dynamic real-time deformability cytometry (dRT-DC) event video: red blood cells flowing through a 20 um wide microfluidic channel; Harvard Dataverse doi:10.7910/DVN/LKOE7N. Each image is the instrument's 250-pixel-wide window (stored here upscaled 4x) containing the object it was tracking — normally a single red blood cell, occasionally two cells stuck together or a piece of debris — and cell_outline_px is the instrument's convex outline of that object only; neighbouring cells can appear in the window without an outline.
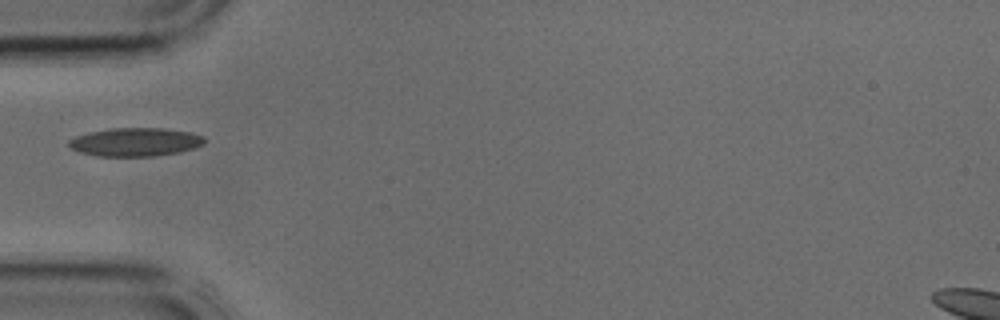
{"species": "common noctule bat (a hibernating species)", "species_latin": "Nyctalus noctula", "temperature_condition": "cold", "stored_images_in_passage": 1, "camera_frame_rate_fps": 3000, "um_per_image_px": 0.085, "animal": {"sex": "male", "body_mass_g": 17.9, "forearm_length_mm": 54.2}, "frame": {"image": 1, "passage_image": 1, "time_ms": 0.0, "image_size_px": [1000, 320], "cell_outline_px": [[204, 144], [180, 152], [152, 156], [96, 156], [80, 152], [72, 148], [68, 144], [68, 140], [76, 136], [88, 132], [108, 128], [164, 128], [192, 132], [204, 136]], "centroid_in_image_um": [11.5, 12.06], "position_along_channel_um": 73.5, "area_um2": 22.54}}